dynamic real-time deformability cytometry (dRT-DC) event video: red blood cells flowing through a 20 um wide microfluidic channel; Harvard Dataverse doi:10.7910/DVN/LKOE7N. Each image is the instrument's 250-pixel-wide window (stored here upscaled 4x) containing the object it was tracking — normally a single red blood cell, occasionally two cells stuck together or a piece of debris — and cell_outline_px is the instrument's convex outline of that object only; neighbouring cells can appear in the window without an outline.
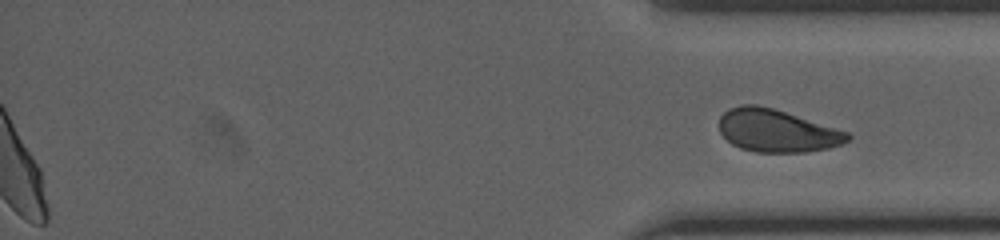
{"species": "human", "species_latin": "Homo sapiens", "temperature_condition": "cold", "stored_images_in_passage": 42, "segment_of_instrument_passage": [2, 2], "camera_frame_rate_fps": 3000, "um_per_image_px": 0.085, "donor": {"sex": "female"}, "frame": {"image": 1, "passage_image": 42, "time_ms": 13.667, "image_size_px": [1000, 240], "cell_outline_px": [[852, 136], [848, 140], [840, 144], [828, 148], [804, 152], [756, 152], [740, 148], [732, 144], [720, 132], [720, 116], [728, 108], [740, 104], [756, 104], [772, 108], [848, 132]], "centroid_in_image_um": [66.0, 11.11], "position_along_channel_um": 369.2, "area_um2": 31.62}}